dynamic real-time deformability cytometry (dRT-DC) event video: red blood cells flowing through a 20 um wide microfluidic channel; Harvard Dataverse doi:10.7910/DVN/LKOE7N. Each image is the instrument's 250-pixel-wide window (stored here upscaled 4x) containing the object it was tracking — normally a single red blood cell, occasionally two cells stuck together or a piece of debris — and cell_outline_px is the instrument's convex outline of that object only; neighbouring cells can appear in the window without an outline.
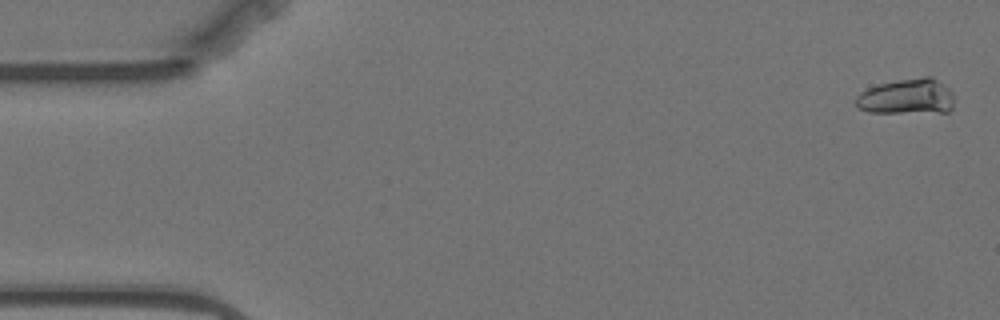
{"species": "Egyptian fruit bat (a non-hibernating species)", "species_latin": "Rousettus aegyptiacus", "temperature_condition": "warm", "stored_images_in_passage": 6, "camera_frame_rate_fps": 3000, "um_per_image_px": 0.085, "animal": {"sex": "female"}, "frame": {"image": 1, "passage_image": 1, "time_ms": 0.0, "image_size_px": [1000, 320], "cell_outline_px": [[952, 108], [948, 112], [868, 112], [856, 108], [856, 96], [860, 92], [868, 88], [880, 84], [896, 80], [924, 76], [932, 76], [944, 84], [952, 92]], "centroid_in_image_um": [77.07, 8.2], "position_along_channel_um": 7.9, "area_um2": 20.4}}
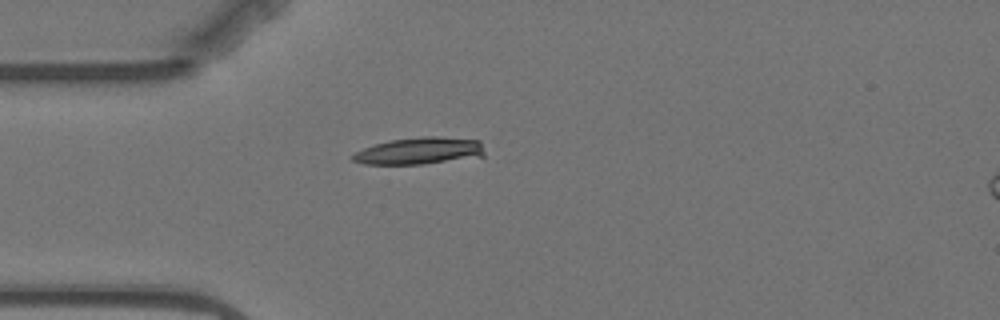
{"frame": {"image": 2, "passage_image": 5, "time_ms": 4.667, "image_size_px": [1000, 320], "cell_outline_px": [[484, 156], [424, 164], [364, 164], [352, 160], [352, 156], [356, 152], [364, 148], [376, 144], [392, 140], [424, 136], [436, 136], [480, 140], [484, 152]], "centroid_in_image_um": [35.68, 12.82], "position_along_channel_um": 49.3, "area_um2": 20.52}}